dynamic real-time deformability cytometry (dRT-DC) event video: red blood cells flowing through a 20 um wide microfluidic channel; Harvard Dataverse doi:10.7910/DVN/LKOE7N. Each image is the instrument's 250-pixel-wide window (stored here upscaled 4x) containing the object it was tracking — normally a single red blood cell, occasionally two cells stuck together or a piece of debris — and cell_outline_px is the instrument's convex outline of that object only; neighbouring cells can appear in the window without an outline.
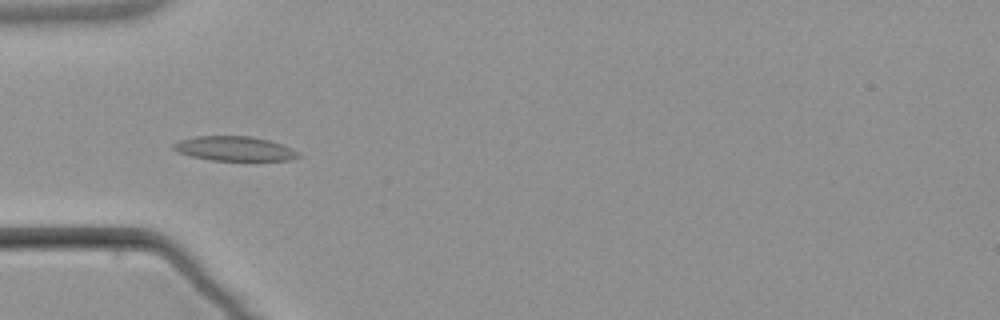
{"species": "common noctule bat (a hibernating species)", "species_latin": "Nyctalus noctula", "temperature_condition": "warm", "stored_images_in_passage": 5, "camera_frame_rate_fps": 3000, "um_per_image_px": 0.085, "animal": {"sex": "male", "body_mass_g": 21.5, "forearm_length_mm": 52.0}, "frame": {"image": 1, "passage_image": 5, "time_ms": 5.667, "image_size_px": [1000, 320], "cell_outline_px": [[300, 156], [292, 160], [212, 160], [192, 156], [176, 152], [172, 148], [172, 144], [180, 140], [196, 136], [252, 136], [268, 140], [292, 148], [300, 152]], "centroid_in_image_um": [19.93, 12.63], "position_along_channel_um": 65.1, "area_um2": 17.8}}